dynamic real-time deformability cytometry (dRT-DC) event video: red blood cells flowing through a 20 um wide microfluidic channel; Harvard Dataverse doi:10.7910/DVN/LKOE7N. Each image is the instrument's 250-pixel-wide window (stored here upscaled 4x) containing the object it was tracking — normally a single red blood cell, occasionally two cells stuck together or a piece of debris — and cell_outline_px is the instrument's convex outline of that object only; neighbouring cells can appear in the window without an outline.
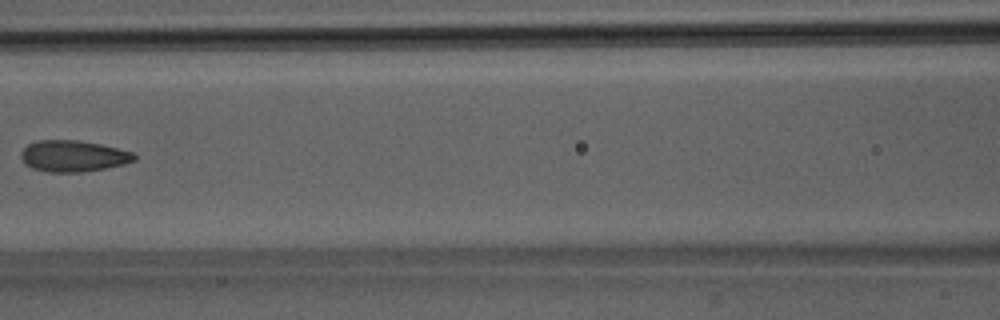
{"species": "Egyptian fruit bat (a non-hibernating species)", "species_latin": "Rousettus aegyptiacus", "temperature_condition": "room temperature", "stored_images_in_passage": 7, "camera_frame_rate_fps": 3000, "um_per_image_px": 0.085, "animal": {"sex": "male"}, "frame": {"image": 1, "passage_image": 7, "time_ms": 7.0, "image_size_px": [1000, 320], "cell_outline_px": [[136, 160], [124, 164], [104, 168], [80, 172], [48, 172], [32, 168], [24, 164], [20, 156], [20, 152], [28, 144], [36, 140], [76, 140], [100, 144], [132, 152], [136, 156]], "centroid_in_image_um": [6.18, 13.26], "position_along_channel_um": 160.4, "area_um2": 20.63}}